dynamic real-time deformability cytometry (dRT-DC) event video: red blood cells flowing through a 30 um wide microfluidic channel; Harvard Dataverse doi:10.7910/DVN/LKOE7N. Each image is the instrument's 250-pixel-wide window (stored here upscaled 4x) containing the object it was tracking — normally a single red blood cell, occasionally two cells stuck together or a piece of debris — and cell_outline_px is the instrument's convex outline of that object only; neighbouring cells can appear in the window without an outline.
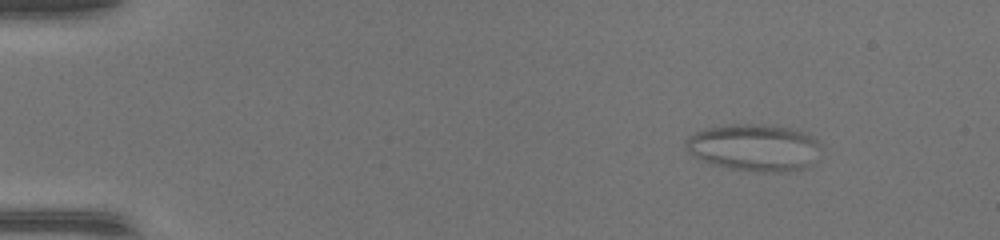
{"species": "common noctule bat (a hibernating species)", "species_latin": "Nyctalus noctula", "temperature_condition": "warm", "stored_images_in_passage": 8, "camera_frame_rate_fps": 3000, "um_per_image_px": 0.085, "animal": {"sex": "female", "body_mass_g": 17.0, "forearm_length_mm": 48.0}, "frame": {"image": 1, "passage_image": 1, "time_ms": 0.0, "image_size_px": [1000, 240], "cell_outline_px": [[816, 144], [812, 164], [804, 168], [788, 172], [756, 172], [728, 168], [712, 164], [692, 156], [688, 152], [684, 144], [684, 140], [688, 136], [696, 132], [708, 128], [728, 124], [768, 124], [792, 128], [816, 140]], "centroid_in_image_um": [64.0, 12.54], "position_along_channel_um": 21.0, "area_um2": 36.76}}